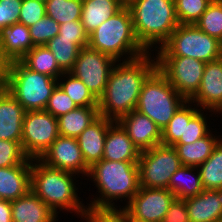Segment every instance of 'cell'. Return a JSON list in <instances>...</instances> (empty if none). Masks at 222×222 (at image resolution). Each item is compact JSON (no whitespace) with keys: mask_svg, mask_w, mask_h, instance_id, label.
Returning <instances> with one entry per match:
<instances>
[{"mask_svg":"<svg viewBox=\"0 0 222 222\" xmlns=\"http://www.w3.org/2000/svg\"><path fill=\"white\" fill-rule=\"evenodd\" d=\"M58 36L60 38L74 39L80 48H85L89 43V35L86 33L81 20L68 21L59 25Z\"/></svg>","mask_w":222,"mask_h":222,"instance_id":"60d3db41","label":"cell"},{"mask_svg":"<svg viewBox=\"0 0 222 222\" xmlns=\"http://www.w3.org/2000/svg\"><path fill=\"white\" fill-rule=\"evenodd\" d=\"M0 222H12V207L10 201H0Z\"/></svg>","mask_w":222,"mask_h":222,"instance_id":"f6af8a7d","label":"cell"},{"mask_svg":"<svg viewBox=\"0 0 222 222\" xmlns=\"http://www.w3.org/2000/svg\"><path fill=\"white\" fill-rule=\"evenodd\" d=\"M88 47L118 61L139 58L148 51L139 43L128 6L100 24L90 35Z\"/></svg>","mask_w":222,"mask_h":222,"instance_id":"5b68a950","label":"cell"},{"mask_svg":"<svg viewBox=\"0 0 222 222\" xmlns=\"http://www.w3.org/2000/svg\"><path fill=\"white\" fill-rule=\"evenodd\" d=\"M114 121L99 116L76 139L85 163L91 167L102 160L108 127Z\"/></svg>","mask_w":222,"mask_h":222,"instance_id":"d6986e66","label":"cell"},{"mask_svg":"<svg viewBox=\"0 0 222 222\" xmlns=\"http://www.w3.org/2000/svg\"><path fill=\"white\" fill-rule=\"evenodd\" d=\"M212 131L192 144H174L182 165L198 167L205 162L222 139ZM214 133V134H213Z\"/></svg>","mask_w":222,"mask_h":222,"instance_id":"cb8c5ba5","label":"cell"},{"mask_svg":"<svg viewBox=\"0 0 222 222\" xmlns=\"http://www.w3.org/2000/svg\"><path fill=\"white\" fill-rule=\"evenodd\" d=\"M2 85L25 111L45 110L57 79L27 68L20 60L3 66Z\"/></svg>","mask_w":222,"mask_h":222,"instance_id":"8992f818","label":"cell"},{"mask_svg":"<svg viewBox=\"0 0 222 222\" xmlns=\"http://www.w3.org/2000/svg\"><path fill=\"white\" fill-rule=\"evenodd\" d=\"M191 222H218L222 220V189L203 190L185 199Z\"/></svg>","mask_w":222,"mask_h":222,"instance_id":"7402d4cb","label":"cell"},{"mask_svg":"<svg viewBox=\"0 0 222 222\" xmlns=\"http://www.w3.org/2000/svg\"><path fill=\"white\" fill-rule=\"evenodd\" d=\"M158 70L189 101L199 90L205 62L184 56H155Z\"/></svg>","mask_w":222,"mask_h":222,"instance_id":"30bf717a","label":"cell"},{"mask_svg":"<svg viewBox=\"0 0 222 222\" xmlns=\"http://www.w3.org/2000/svg\"><path fill=\"white\" fill-rule=\"evenodd\" d=\"M20 61L30 70L58 79L64 72L53 53L45 46H34Z\"/></svg>","mask_w":222,"mask_h":222,"instance_id":"83f0119b","label":"cell"},{"mask_svg":"<svg viewBox=\"0 0 222 222\" xmlns=\"http://www.w3.org/2000/svg\"><path fill=\"white\" fill-rule=\"evenodd\" d=\"M127 6L135 35L148 52L158 50L179 25L174 0H132Z\"/></svg>","mask_w":222,"mask_h":222,"instance_id":"277c9868","label":"cell"},{"mask_svg":"<svg viewBox=\"0 0 222 222\" xmlns=\"http://www.w3.org/2000/svg\"><path fill=\"white\" fill-rule=\"evenodd\" d=\"M155 56H184L205 63L222 57V42L204 33L195 24H179Z\"/></svg>","mask_w":222,"mask_h":222,"instance_id":"ba28073f","label":"cell"},{"mask_svg":"<svg viewBox=\"0 0 222 222\" xmlns=\"http://www.w3.org/2000/svg\"><path fill=\"white\" fill-rule=\"evenodd\" d=\"M115 59L88 46L81 48L69 72L80 79L98 100L104 93Z\"/></svg>","mask_w":222,"mask_h":222,"instance_id":"7c38bea8","label":"cell"},{"mask_svg":"<svg viewBox=\"0 0 222 222\" xmlns=\"http://www.w3.org/2000/svg\"><path fill=\"white\" fill-rule=\"evenodd\" d=\"M204 111L206 112L205 114ZM208 112L211 113V116L215 113L210 110L200 109L190 121H185L184 139H179L175 144H192L208 135L212 131L209 126L211 124H208L207 121L209 120Z\"/></svg>","mask_w":222,"mask_h":222,"instance_id":"e575fe53","label":"cell"},{"mask_svg":"<svg viewBox=\"0 0 222 222\" xmlns=\"http://www.w3.org/2000/svg\"><path fill=\"white\" fill-rule=\"evenodd\" d=\"M189 101L222 116V57L206 63L199 90Z\"/></svg>","mask_w":222,"mask_h":222,"instance_id":"9a60e30c","label":"cell"},{"mask_svg":"<svg viewBox=\"0 0 222 222\" xmlns=\"http://www.w3.org/2000/svg\"><path fill=\"white\" fill-rule=\"evenodd\" d=\"M123 6L118 0H82L81 22L86 33L90 35Z\"/></svg>","mask_w":222,"mask_h":222,"instance_id":"d4e9b609","label":"cell"},{"mask_svg":"<svg viewBox=\"0 0 222 222\" xmlns=\"http://www.w3.org/2000/svg\"><path fill=\"white\" fill-rule=\"evenodd\" d=\"M39 160L47 166L77 174L79 178L87 177L90 169L73 137L59 135Z\"/></svg>","mask_w":222,"mask_h":222,"instance_id":"5bb4252c","label":"cell"},{"mask_svg":"<svg viewBox=\"0 0 222 222\" xmlns=\"http://www.w3.org/2000/svg\"><path fill=\"white\" fill-rule=\"evenodd\" d=\"M45 46L53 53L59 68L64 73L72 70L81 49L74 43V39L60 38L56 35Z\"/></svg>","mask_w":222,"mask_h":222,"instance_id":"1f68e13d","label":"cell"},{"mask_svg":"<svg viewBox=\"0 0 222 222\" xmlns=\"http://www.w3.org/2000/svg\"><path fill=\"white\" fill-rule=\"evenodd\" d=\"M121 2L124 6H127L132 0H118Z\"/></svg>","mask_w":222,"mask_h":222,"instance_id":"c3c4849f","label":"cell"},{"mask_svg":"<svg viewBox=\"0 0 222 222\" xmlns=\"http://www.w3.org/2000/svg\"><path fill=\"white\" fill-rule=\"evenodd\" d=\"M186 101L156 68L142 85L136 110L162 131Z\"/></svg>","mask_w":222,"mask_h":222,"instance_id":"52a82bcc","label":"cell"},{"mask_svg":"<svg viewBox=\"0 0 222 222\" xmlns=\"http://www.w3.org/2000/svg\"><path fill=\"white\" fill-rule=\"evenodd\" d=\"M77 174L47 166L39 159H31L30 189L56 215L67 211L79 216L82 222L88 212V207L78 196ZM76 180V181H75ZM81 200V201H80ZM83 203V204H82ZM59 210V211H58ZM64 210V211H63Z\"/></svg>","mask_w":222,"mask_h":222,"instance_id":"3957f363","label":"cell"},{"mask_svg":"<svg viewBox=\"0 0 222 222\" xmlns=\"http://www.w3.org/2000/svg\"><path fill=\"white\" fill-rule=\"evenodd\" d=\"M98 117V107H77L57 118L58 133L60 136L77 138Z\"/></svg>","mask_w":222,"mask_h":222,"instance_id":"484cf974","label":"cell"},{"mask_svg":"<svg viewBox=\"0 0 222 222\" xmlns=\"http://www.w3.org/2000/svg\"><path fill=\"white\" fill-rule=\"evenodd\" d=\"M179 24H195L212 0H174Z\"/></svg>","mask_w":222,"mask_h":222,"instance_id":"d590c367","label":"cell"},{"mask_svg":"<svg viewBox=\"0 0 222 222\" xmlns=\"http://www.w3.org/2000/svg\"><path fill=\"white\" fill-rule=\"evenodd\" d=\"M23 0H0V32L18 23Z\"/></svg>","mask_w":222,"mask_h":222,"instance_id":"7bdbcfd3","label":"cell"},{"mask_svg":"<svg viewBox=\"0 0 222 222\" xmlns=\"http://www.w3.org/2000/svg\"><path fill=\"white\" fill-rule=\"evenodd\" d=\"M128 222H144V221L138 220V219L132 217V216L128 213Z\"/></svg>","mask_w":222,"mask_h":222,"instance_id":"bcb514c9","label":"cell"},{"mask_svg":"<svg viewBox=\"0 0 222 222\" xmlns=\"http://www.w3.org/2000/svg\"><path fill=\"white\" fill-rule=\"evenodd\" d=\"M138 150L144 151L161 144V130L146 115L132 110L117 121Z\"/></svg>","mask_w":222,"mask_h":222,"instance_id":"2e32d148","label":"cell"},{"mask_svg":"<svg viewBox=\"0 0 222 222\" xmlns=\"http://www.w3.org/2000/svg\"><path fill=\"white\" fill-rule=\"evenodd\" d=\"M12 222H58L59 218L31 189L11 201ZM58 218V219H57Z\"/></svg>","mask_w":222,"mask_h":222,"instance_id":"603a6c76","label":"cell"},{"mask_svg":"<svg viewBox=\"0 0 222 222\" xmlns=\"http://www.w3.org/2000/svg\"><path fill=\"white\" fill-rule=\"evenodd\" d=\"M76 108L73 100L57 85L48 100L45 111L58 118Z\"/></svg>","mask_w":222,"mask_h":222,"instance_id":"f35d334b","label":"cell"},{"mask_svg":"<svg viewBox=\"0 0 222 222\" xmlns=\"http://www.w3.org/2000/svg\"><path fill=\"white\" fill-rule=\"evenodd\" d=\"M195 25L204 33L222 42V1L212 0Z\"/></svg>","mask_w":222,"mask_h":222,"instance_id":"836d02e7","label":"cell"},{"mask_svg":"<svg viewBox=\"0 0 222 222\" xmlns=\"http://www.w3.org/2000/svg\"><path fill=\"white\" fill-rule=\"evenodd\" d=\"M3 66H4V65L0 62V84H2Z\"/></svg>","mask_w":222,"mask_h":222,"instance_id":"7dc6e473","label":"cell"},{"mask_svg":"<svg viewBox=\"0 0 222 222\" xmlns=\"http://www.w3.org/2000/svg\"><path fill=\"white\" fill-rule=\"evenodd\" d=\"M140 151L133 144L122 126L114 121L107 131L104 144V160L119 162H138Z\"/></svg>","mask_w":222,"mask_h":222,"instance_id":"44dd1931","label":"cell"},{"mask_svg":"<svg viewBox=\"0 0 222 222\" xmlns=\"http://www.w3.org/2000/svg\"><path fill=\"white\" fill-rule=\"evenodd\" d=\"M169 190L178 199H188L201 193L204 189L198 167L181 165L169 181Z\"/></svg>","mask_w":222,"mask_h":222,"instance_id":"4316f807","label":"cell"},{"mask_svg":"<svg viewBox=\"0 0 222 222\" xmlns=\"http://www.w3.org/2000/svg\"><path fill=\"white\" fill-rule=\"evenodd\" d=\"M29 30L33 45L42 46L58 35L59 24L51 17L45 15L41 20L31 25Z\"/></svg>","mask_w":222,"mask_h":222,"instance_id":"8d00e7d4","label":"cell"},{"mask_svg":"<svg viewBox=\"0 0 222 222\" xmlns=\"http://www.w3.org/2000/svg\"><path fill=\"white\" fill-rule=\"evenodd\" d=\"M59 136L58 119L45 110L26 111L21 146L30 159H39Z\"/></svg>","mask_w":222,"mask_h":222,"instance_id":"8fae6325","label":"cell"},{"mask_svg":"<svg viewBox=\"0 0 222 222\" xmlns=\"http://www.w3.org/2000/svg\"><path fill=\"white\" fill-rule=\"evenodd\" d=\"M31 159L11 167L0 168V197L14 201L30 190Z\"/></svg>","mask_w":222,"mask_h":222,"instance_id":"ffe728a7","label":"cell"},{"mask_svg":"<svg viewBox=\"0 0 222 222\" xmlns=\"http://www.w3.org/2000/svg\"><path fill=\"white\" fill-rule=\"evenodd\" d=\"M153 53L148 52L129 61H118L114 65L105 91L98 99L99 116L118 121L136 109L144 81L157 68Z\"/></svg>","mask_w":222,"mask_h":222,"instance_id":"6da1fadb","label":"cell"},{"mask_svg":"<svg viewBox=\"0 0 222 222\" xmlns=\"http://www.w3.org/2000/svg\"><path fill=\"white\" fill-rule=\"evenodd\" d=\"M34 47L29 27L14 23L0 32V62L5 65L20 60Z\"/></svg>","mask_w":222,"mask_h":222,"instance_id":"ac0fdd59","label":"cell"},{"mask_svg":"<svg viewBox=\"0 0 222 222\" xmlns=\"http://www.w3.org/2000/svg\"><path fill=\"white\" fill-rule=\"evenodd\" d=\"M162 222H191L185 200L175 198L169 206Z\"/></svg>","mask_w":222,"mask_h":222,"instance_id":"ee69618b","label":"cell"},{"mask_svg":"<svg viewBox=\"0 0 222 222\" xmlns=\"http://www.w3.org/2000/svg\"><path fill=\"white\" fill-rule=\"evenodd\" d=\"M27 158L23 152L21 142L0 140V168L19 165Z\"/></svg>","mask_w":222,"mask_h":222,"instance_id":"74e56055","label":"cell"},{"mask_svg":"<svg viewBox=\"0 0 222 222\" xmlns=\"http://www.w3.org/2000/svg\"><path fill=\"white\" fill-rule=\"evenodd\" d=\"M198 170L204 190L222 189V139L210 157L198 166Z\"/></svg>","mask_w":222,"mask_h":222,"instance_id":"f546056e","label":"cell"},{"mask_svg":"<svg viewBox=\"0 0 222 222\" xmlns=\"http://www.w3.org/2000/svg\"><path fill=\"white\" fill-rule=\"evenodd\" d=\"M199 110L195 104L186 101L162 130L161 144L173 146L179 139H184L185 121H190Z\"/></svg>","mask_w":222,"mask_h":222,"instance_id":"f1b7e54d","label":"cell"},{"mask_svg":"<svg viewBox=\"0 0 222 222\" xmlns=\"http://www.w3.org/2000/svg\"><path fill=\"white\" fill-rule=\"evenodd\" d=\"M86 222H128V212L124 208L88 209Z\"/></svg>","mask_w":222,"mask_h":222,"instance_id":"b9f144b4","label":"cell"},{"mask_svg":"<svg viewBox=\"0 0 222 222\" xmlns=\"http://www.w3.org/2000/svg\"><path fill=\"white\" fill-rule=\"evenodd\" d=\"M87 179L94 183L99 196L91 198L88 209L119 208L116 204L119 200L125 201V205L120 207L124 208L140 188L138 162L102 159L90 167Z\"/></svg>","mask_w":222,"mask_h":222,"instance_id":"7a4b0ae2","label":"cell"},{"mask_svg":"<svg viewBox=\"0 0 222 222\" xmlns=\"http://www.w3.org/2000/svg\"><path fill=\"white\" fill-rule=\"evenodd\" d=\"M57 85L73 100L77 107H98V100L86 85L71 73H63L57 79Z\"/></svg>","mask_w":222,"mask_h":222,"instance_id":"4dcf8cb0","label":"cell"},{"mask_svg":"<svg viewBox=\"0 0 222 222\" xmlns=\"http://www.w3.org/2000/svg\"><path fill=\"white\" fill-rule=\"evenodd\" d=\"M181 165L174 146L159 144L141 151L138 161L140 187L169 189L170 178Z\"/></svg>","mask_w":222,"mask_h":222,"instance_id":"9c48e42d","label":"cell"},{"mask_svg":"<svg viewBox=\"0 0 222 222\" xmlns=\"http://www.w3.org/2000/svg\"><path fill=\"white\" fill-rule=\"evenodd\" d=\"M45 15V2L38 0H23L18 23L30 27L38 20H41Z\"/></svg>","mask_w":222,"mask_h":222,"instance_id":"ab89813d","label":"cell"},{"mask_svg":"<svg viewBox=\"0 0 222 222\" xmlns=\"http://www.w3.org/2000/svg\"><path fill=\"white\" fill-rule=\"evenodd\" d=\"M175 198L169 189L140 187L124 209L138 220L162 222Z\"/></svg>","mask_w":222,"mask_h":222,"instance_id":"4fadbf2b","label":"cell"},{"mask_svg":"<svg viewBox=\"0 0 222 222\" xmlns=\"http://www.w3.org/2000/svg\"><path fill=\"white\" fill-rule=\"evenodd\" d=\"M25 109L0 86V140L21 142Z\"/></svg>","mask_w":222,"mask_h":222,"instance_id":"e0dca14e","label":"cell"},{"mask_svg":"<svg viewBox=\"0 0 222 222\" xmlns=\"http://www.w3.org/2000/svg\"><path fill=\"white\" fill-rule=\"evenodd\" d=\"M46 15L59 25L65 22L81 20L82 0H46Z\"/></svg>","mask_w":222,"mask_h":222,"instance_id":"d6a6232c","label":"cell"}]
</instances>
